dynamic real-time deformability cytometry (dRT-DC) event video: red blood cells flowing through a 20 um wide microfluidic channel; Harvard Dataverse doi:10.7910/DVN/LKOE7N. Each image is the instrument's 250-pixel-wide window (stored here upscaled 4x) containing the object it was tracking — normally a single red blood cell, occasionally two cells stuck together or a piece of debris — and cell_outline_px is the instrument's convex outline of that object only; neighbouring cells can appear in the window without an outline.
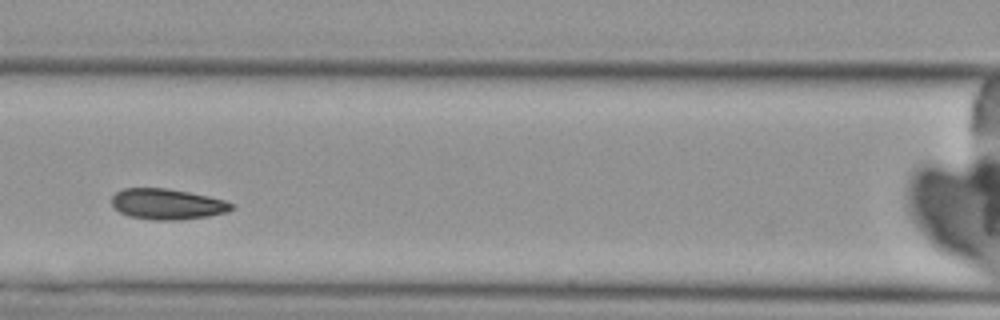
{"species": "Egyptian fruit bat (a non-hibernating species)", "species_latin": "Rousettus aegyptiacus", "temperature_condition": "cold", "stored_images_in_passage": 6, "camera_frame_rate_fps": 3000, "um_per_image_px": 0.085, "animal": {"sex": "female"}, "frame": {"image": 1, "passage_image": 4, "time_ms": 3.667, "image_size_px": [1000, 320], "cell_outline_px": [[232, 208], [228, 212], [208, 216], [176, 220], [156, 220], [128, 216], [120, 212], [112, 204], [112, 196], [116, 192], [124, 188], [168, 188], [208, 196], [224, 200], [232, 204]], "centroid_in_image_um": [14.2, 17.34], "position_along_channel_um": 152.4, "area_um2": 21.27}}
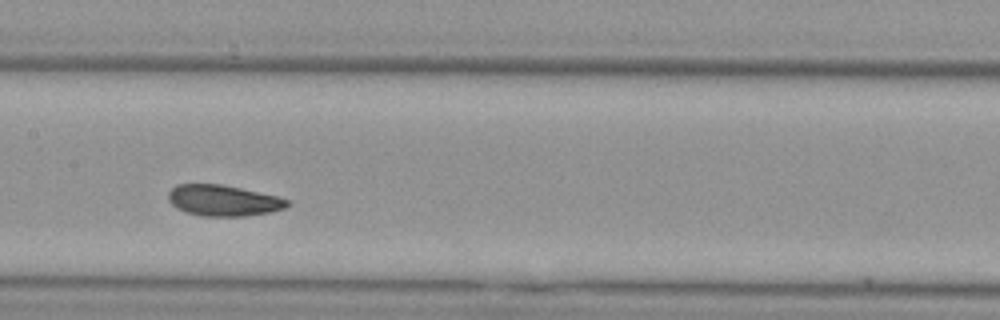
{"frame": {"image": 2, "passage_image": 5, "time_ms": 4.667, "image_size_px": [1000, 320], "cell_outline_px": [[288, 204], [284, 208], [272, 212], [244, 216], [200, 216], [184, 212], [176, 208], [168, 200], [168, 192], [176, 184], [220, 184], [240, 188], [276, 196], [288, 200]], "centroid_in_image_um": [18.92, 17.05], "position_along_channel_um": 188.5, "area_um2": 21.44}}
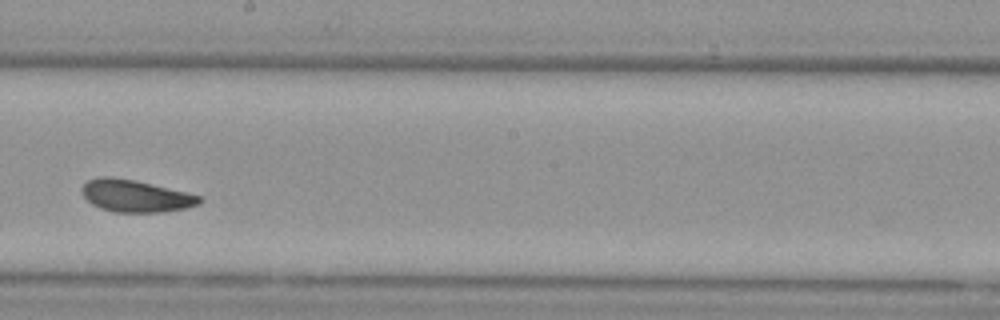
{"frame": {"image": 3, "passage_image": 6, "time_ms": 6.0, "image_size_px": [1000, 320], "cell_outline_px": [[204, 200], [200, 204], [184, 208], [160, 212], [116, 212], [100, 208], [92, 204], [80, 192], [80, 188], [88, 180], [100, 176], [112, 176], [136, 180], [188, 192], [200, 196]], "centroid_in_image_um": [11.52, 16.64], "position_along_channel_um": 236.7, "area_um2": 22.2}}